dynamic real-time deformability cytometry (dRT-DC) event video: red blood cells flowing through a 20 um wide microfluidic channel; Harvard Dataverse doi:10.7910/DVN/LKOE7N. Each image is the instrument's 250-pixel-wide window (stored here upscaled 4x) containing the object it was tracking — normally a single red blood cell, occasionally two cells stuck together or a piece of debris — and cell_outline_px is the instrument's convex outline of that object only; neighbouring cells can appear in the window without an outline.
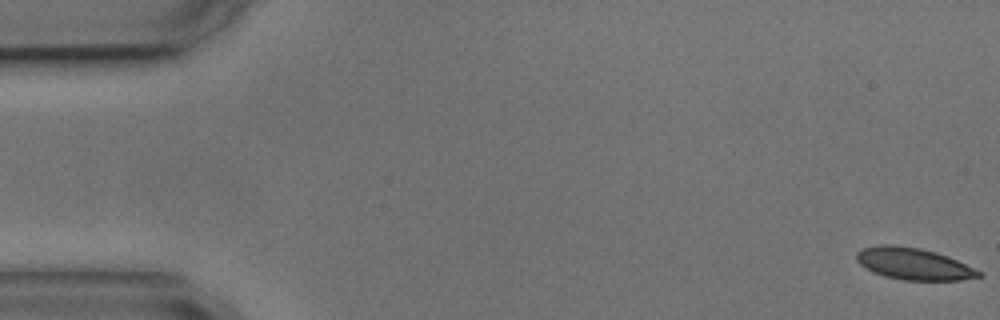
{"species": "common noctule bat (a hibernating species)", "species_latin": "Nyctalus noctula", "temperature_condition": "cold", "stored_images_in_passage": 5, "segment_of_instrument_passage": [1, 2], "camera_frame_rate_fps": 3000, "um_per_image_px": 0.085, "animal": {"sex": "male", "body_mass_g": 17.9, "forearm_length_mm": 54.2}, "frame": {"image": 1, "passage_image": 1, "time_ms": 0.0, "image_size_px": [1000, 320], "cell_outline_px": [[984, 276], [960, 280], [904, 280], [884, 276], [872, 272], [860, 264], [856, 260], [856, 252], [864, 248], [880, 244], [892, 244], [920, 248], [936, 252], [948, 256], [984, 272]], "centroid_in_image_um": [77.68, 22.42], "position_along_channel_um": 7.3, "area_um2": 22.83}}